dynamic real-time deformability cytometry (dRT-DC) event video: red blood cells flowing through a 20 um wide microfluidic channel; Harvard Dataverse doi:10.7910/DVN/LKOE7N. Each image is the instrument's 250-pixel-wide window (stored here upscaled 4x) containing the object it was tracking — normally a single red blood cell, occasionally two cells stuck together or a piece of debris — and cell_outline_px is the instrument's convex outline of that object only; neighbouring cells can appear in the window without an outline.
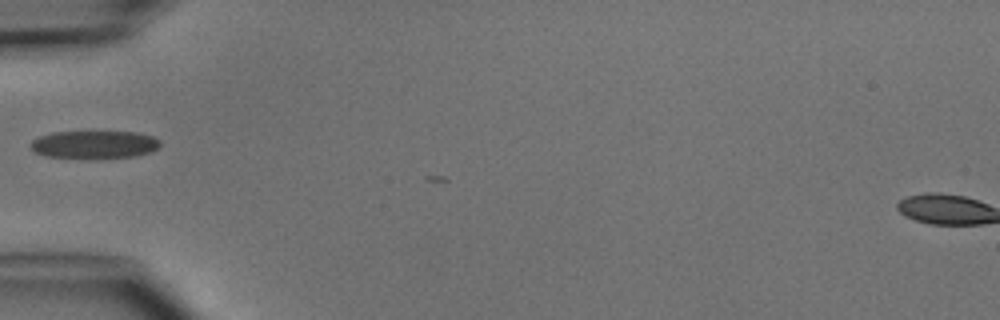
{"species": "common noctule bat (a hibernating species)", "species_latin": "Nyctalus noctula", "temperature_condition": "cold", "stored_images_in_passage": 2, "camera_frame_rate_fps": 3000, "um_per_image_px": 0.085, "animal": {"sex": "male", "body_mass_g": 15.6}, "frame": {"image": 1, "passage_image": 1, "time_ms": 0.0, "image_size_px": [1000, 320], "cell_outline_px": [[160, 144], [152, 152], [136, 156], [100, 160], [48, 156], [36, 152], [28, 144], [32, 140], [40, 136], [52, 132], [136, 132], [152, 136], [160, 140]], "centroid_in_image_um": [8.04, 12.31], "position_along_channel_um": 77.0, "area_um2": 21.44}}